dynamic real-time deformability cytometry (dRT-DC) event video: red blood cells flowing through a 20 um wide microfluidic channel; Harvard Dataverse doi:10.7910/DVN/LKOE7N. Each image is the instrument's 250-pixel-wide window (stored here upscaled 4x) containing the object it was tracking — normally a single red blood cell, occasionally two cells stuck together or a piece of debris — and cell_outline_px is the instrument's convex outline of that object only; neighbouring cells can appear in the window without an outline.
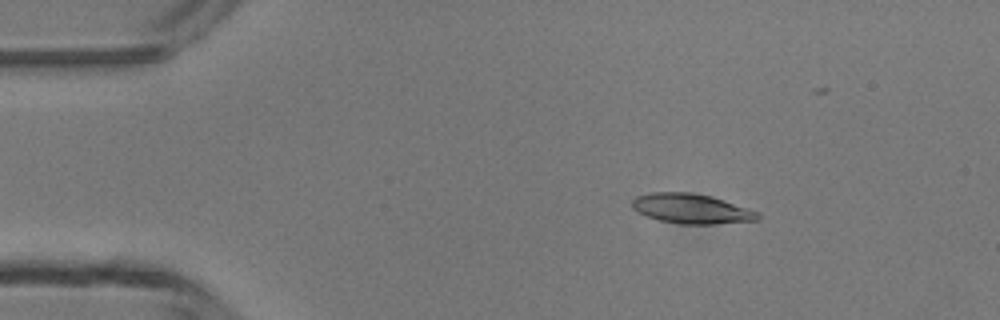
{"species": "common noctule bat (a hibernating species)", "species_latin": "Nyctalus noctula", "temperature_condition": "room temperature", "stored_images_in_passage": 5, "camera_frame_rate_fps": 3000, "um_per_image_px": 0.085, "animal": {"sex": "male", "body_mass_g": 13.3}, "frame": {"image": 1, "passage_image": 2, "time_ms": 2.0, "image_size_px": [1000, 320], "cell_outline_px": [[760, 220], [716, 224], [680, 224], [660, 220], [648, 216], [632, 208], [632, 200], [636, 196], [652, 192], [688, 192], [712, 196], [760, 212]], "centroid_in_image_um": [58.81, 17.74], "position_along_channel_um": 26.2, "area_um2": 21.85}}
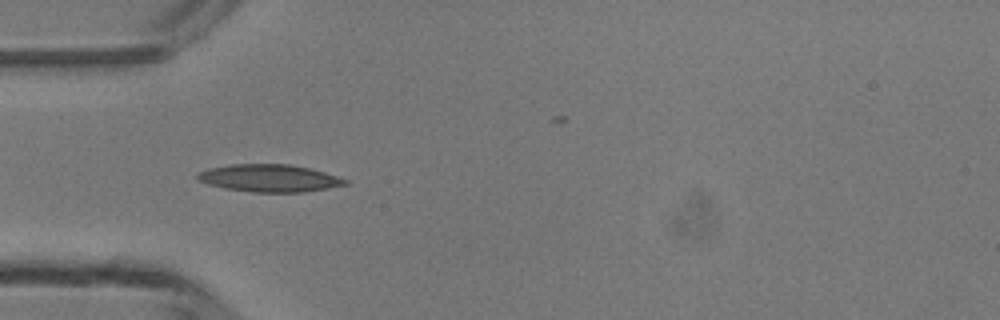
{"frame": {"image": 2, "passage_image": 4, "time_ms": 4.333, "image_size_px": [1000, 320], "cell_outline_px": [[348, 184], [328, 188], [304, 192], [252, 192], [224, 188], [208, 184], [196, 180], [196, 172], [208, 168], [232, 164], [288, 164], [308, 168], [324, 172], [348, 180]], "centroid_in_image_um": [22.84, 15.14], "position_along_channel_um": 62.2, "area_um2": 23.64}}
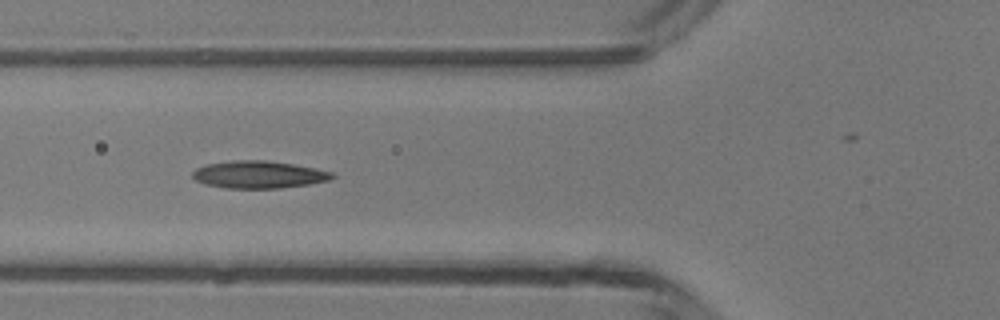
{"frame": {"image": 3, "passage_image": 5, "time_ms": 5.333, "image_size_px": [1000, 320], "cell_outline_px": [[336, 176], [328, 180], [308, 184], [280, 188], [224, 188], [204, 184], [196, 180], [192, 176], [192, 172], [196, 168], [208, 164], [232, 160], [264, 160], [292, 164], [316, 168], [332, 172]], "centroid_in_image_um": [21.97, 14.84], "position_along_channel_um": 103.8, "area_um2": 22.2}}